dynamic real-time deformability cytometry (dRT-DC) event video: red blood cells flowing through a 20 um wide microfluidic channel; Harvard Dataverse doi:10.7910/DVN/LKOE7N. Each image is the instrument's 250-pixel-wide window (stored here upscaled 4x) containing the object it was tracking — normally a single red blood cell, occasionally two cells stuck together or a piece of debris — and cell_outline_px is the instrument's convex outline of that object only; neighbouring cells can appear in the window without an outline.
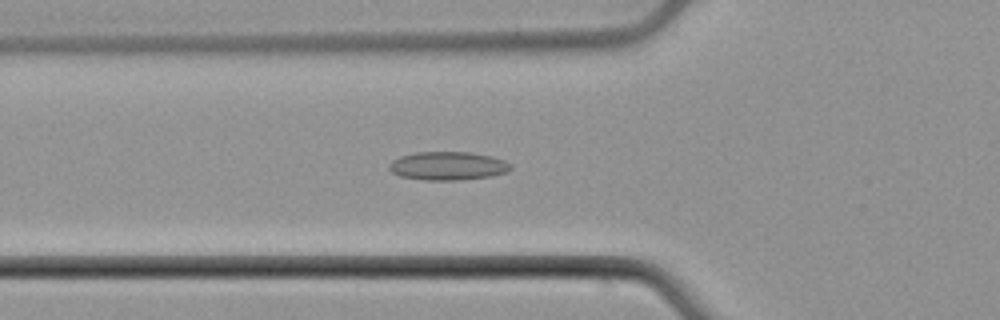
{"species": "common noctule bat (a hibernating species)", "species_latin": "Nyctalus noctula", "temperature_condition": "cold", "stored_images_in_passage": 46, "camera_frame_rate_fps": 3000, "um_per_image_px": 0.085, "animal": {"sex": "male", "body_mass_g": 21.5, "forearm_length_mm": 52.0}, "frame": {"image": 1, "passage_image": 12, "time_ms": 3.667, "image_size_px": [1000, 320], "cell_outline_px": [[512, 168], [504, 172], [488, 176], [460, 180], [424, 180], [400, 176], [392, 172], [388, 168], [388, 164], [392, 160], [400, 156], [416, 152], [468, 152], [488, 156], [504, 160], [512, 164]], "centroid_in_image_um": [38.01, 14.1], "position_along_channel_um": 87.8, "area_um2": 20.0}}
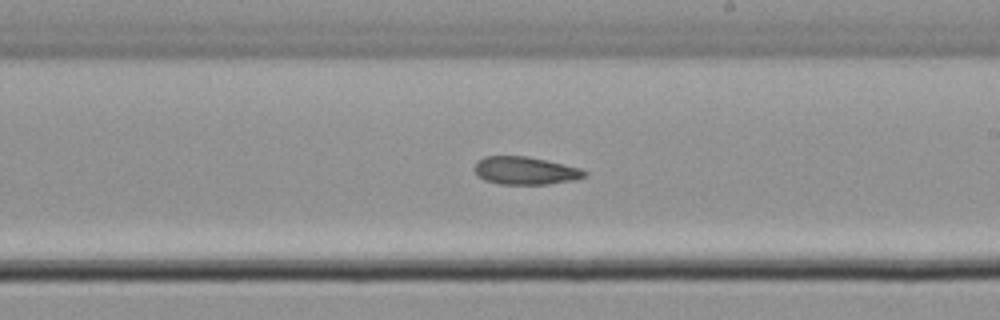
{"frame": {"image": 2, "passage_image": 24, "time_ms": 7.667, "image_size_px": [1000, 320], "cell_outline_px": [[588, 176], [576, 180], [548, 184], [500, 184], [484, 180], [476, 172], [476, 160], [484, 156], [528, 156], [580, 168], [588, 172]], "centroid_in_image_um": [44.69, 14.5], "position_along_channel_um": 244.3, "area_um2": 17.86}}
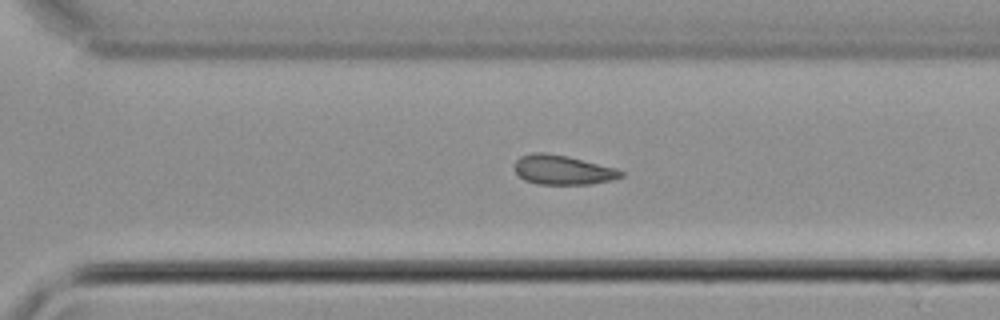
{"frame": {"image": 3, "passage_image": 30, "time_ms": 9.667, "image_size_px": [1000, 320], "cell_outline_px": [[624, 176], [612, 180], [592, 184], [536, 184], [524, 180], [516, 172], [516, 160], [520, 156], [532, 152], [544, 152], [568, 156], [616, 168], [624, 172]], "centroid_in_image_um": [47.85, 14.44], "position_along_channel_um": 322.8, "area_um2": 18.32}}